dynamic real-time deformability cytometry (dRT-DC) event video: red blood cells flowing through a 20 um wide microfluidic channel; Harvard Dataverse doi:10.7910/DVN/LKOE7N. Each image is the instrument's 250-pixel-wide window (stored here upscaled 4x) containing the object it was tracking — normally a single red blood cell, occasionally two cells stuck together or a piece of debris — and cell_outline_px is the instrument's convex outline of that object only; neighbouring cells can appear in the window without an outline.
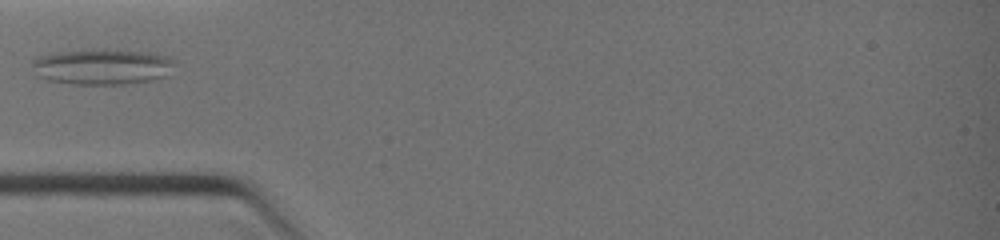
{"species": "common noctule bat (a hibernating species)", "species_latin": "Nyctalus noctula", "temperature_condition": "warm", "stored_images_in_passage": 6, "camera_frame_rate_fps": 3000, "um_per_image_px": 0.085, "animal": {"sex": "female", "body_mass_g": 19.0, "forearm_length_mm": 51.5}, "frame": {"image": 1, "passage_image": 1, "time_ms": 0.0, "image_size_px": [1000, 240], "cell_outline_px": [[176, 64], [168, 76], [152, 80], [124, 84], [72, 84], [48, 80], [36, 76], [28, 64], [32, 60], [40, 56], [56, 52], [148, 52], [164, 56], [176, 60]], "centroid_in_image_um": [8.67, 5.72], "position_along_channel_um": 76.3, "area_um2": 29.02}}
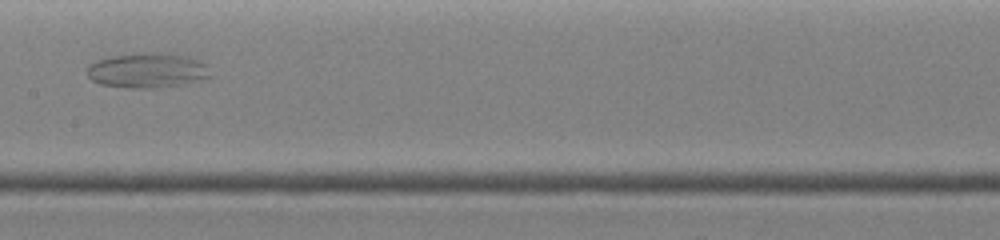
{"frame": {"image": 2, "passage_image": 4, "time_ms": 2.333, "image_size_px": [1000, 240], "cell_outline_px": [[212, 76], [200, 80], [180, 84], [152, 88], [128, 88], [100, 84], [92, 80], [88, 76], [88, 64], [96, 60], [108, 56], [140, 52], [172, 52], [192, 56], [208, 64]], "centroid_in_image_um": [12.57, 5.94], "position_along_channel_um": 194.8, "area_um2": 25.78}}
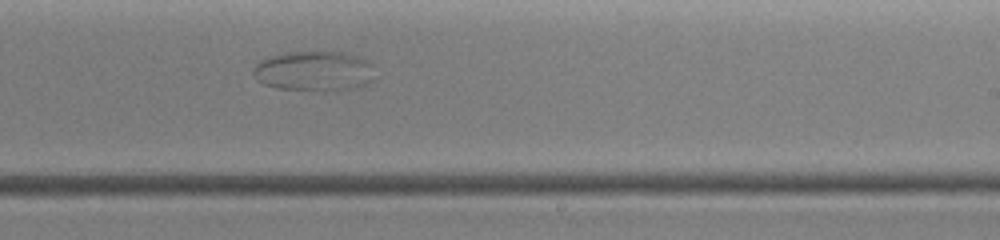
{"frame": {"image": 3, "passage_image": 6, "time_ms": 3.667, "image_size_px": [1000, 240], "cell_outline_px": [[376, 80], [352, 88], [324, 92], [276, 88], [260, 84], [256, 80], [252, 72], [252, 68], [260, 60], [268, 56], [288, 52], [344, 52], [360, 56], [376, 64]], "centroid_in_image_um": [26.74, 6.05], "position_along_channel_um": 262.3, "area_um2": 29.42}}